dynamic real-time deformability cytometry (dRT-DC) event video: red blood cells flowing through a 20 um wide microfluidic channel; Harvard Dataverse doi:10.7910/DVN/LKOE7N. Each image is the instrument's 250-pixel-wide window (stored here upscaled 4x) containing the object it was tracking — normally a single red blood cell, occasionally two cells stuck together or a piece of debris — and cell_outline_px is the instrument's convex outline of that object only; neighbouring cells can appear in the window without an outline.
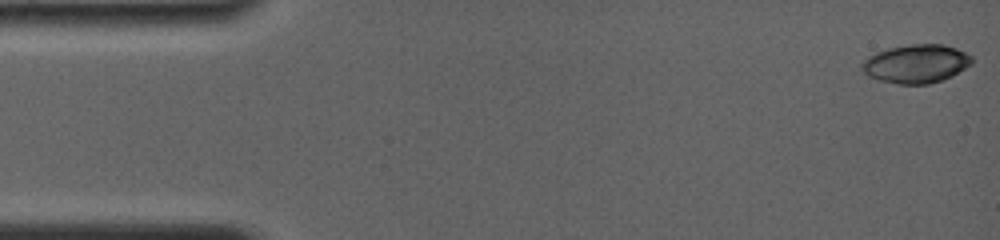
{"species": "common noctule bat (a hibernating species)", "species_latin": "Nyctalus noctula", "temperature_condition": "room temperature", "stored_images_in_passage": 11, "camera_frame_rate_fps": 4000, "um_per_image_px": 0.085, "animal": {"sex": "female", "body_mass_g": 19.0, "forearm_length_mm": 56.7}, "frame": {"image": 1, "passage_image": 1, "time_ms": 0.0, "image_size_px": [1000, 240], "cell_outline_px": [[972, 64], [952, 76], [928, 84], [900, 84], [880, 80], [868, 76], [860, 68], [860, 64], [868, 56], [876, 52], [888, 48], [908, 44], [944, 44], [956, 48], [972, 56]], "centroid_in_image_um": [77.85, 5.41], "position_along_channel_um": 7.1, "area_um2": 24.74}}
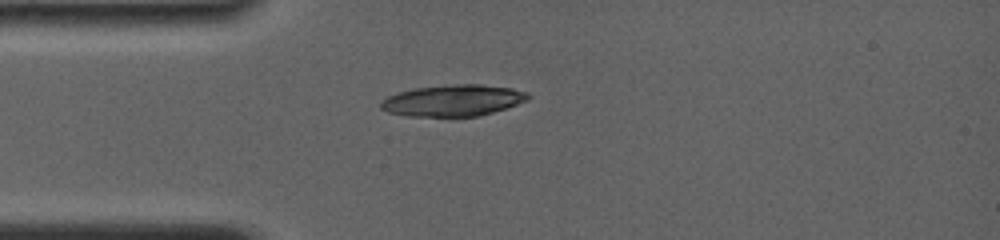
{"frame": {"image": 2, "passage_image": 10, "time_ms": 4.0, "image_size_px": [1000, 240], "cell_outline_px": [[532, 96], [528, 100], [480, 116], [408, 116], [388, 112], [380, 108], [380, 100], [396, 92], [416, 88], [460, 84], [480, 84], [512, 88], [528, 92]], "centroid_in_image_um": [38.5, 8.53], "position_along_channel_um": 46.5, "area_um2": 26.88}}